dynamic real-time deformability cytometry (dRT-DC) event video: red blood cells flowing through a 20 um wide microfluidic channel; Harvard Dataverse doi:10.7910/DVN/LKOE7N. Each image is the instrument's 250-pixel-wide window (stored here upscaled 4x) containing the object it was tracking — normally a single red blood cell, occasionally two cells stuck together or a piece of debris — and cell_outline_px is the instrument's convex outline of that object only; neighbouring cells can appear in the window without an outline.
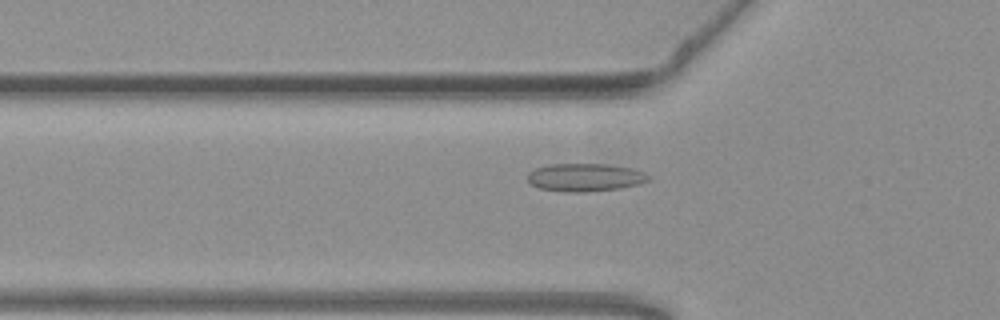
{"species": "common noctule bat (a hibernating species)", "species_latin": "Nyctalus noctula", "temperature_condition": "warm", "stored_images_in_passage": 44, "camera_frame_rate_fps": 3000, "um_per_image_px": 0.085, "animal": {"sex": "female", "body_mass_g": 19.3, "forearm_length_mm": 54.1}, "frame": {"image": 1, "passage_image": 8, "time_ms": 2.333, "image_size_px": [1000, 320], "cell_outline_px": [[652, 176], [648, 180], [640, 184], [620, 188], [584, 192], [572, 192], [540, 188], [528, 184], [528, 172], [536, 168], [548, 164], [608, 164], [632, 168], [644, 172]], "centroid_in_image_um": [49.74, 15.07], "position_along_channel_um": 76.1, "area_um2": 19.77}}
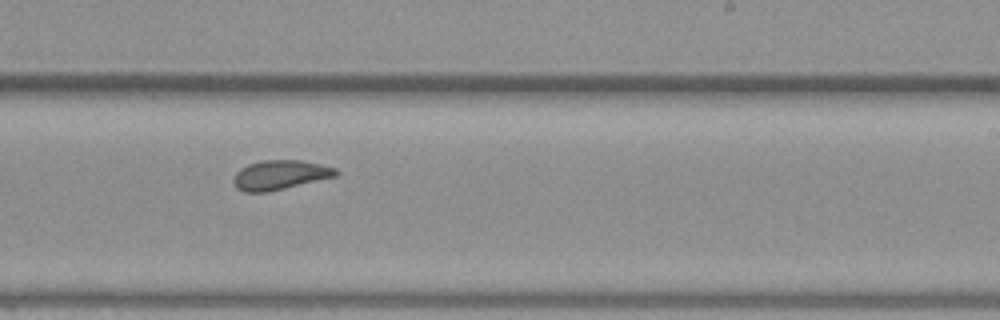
{"frame": {"image": 2, "passage_image": 23, "time_ms": 7.333, "image_size_px": [1000, 320], "cell_outline_px": [[340, 172], [336, 176], [268, 192], [244, 192], [236, 188], [232, 180], [236, 172], [240, 168], [248, 164], [260, 160], [300, 160], [320, 164], [336, 168]], "centroid_in_image_um": [23.77, 14.86], "position_along_channel_um": 265.2, "area_um2": 17.63}}
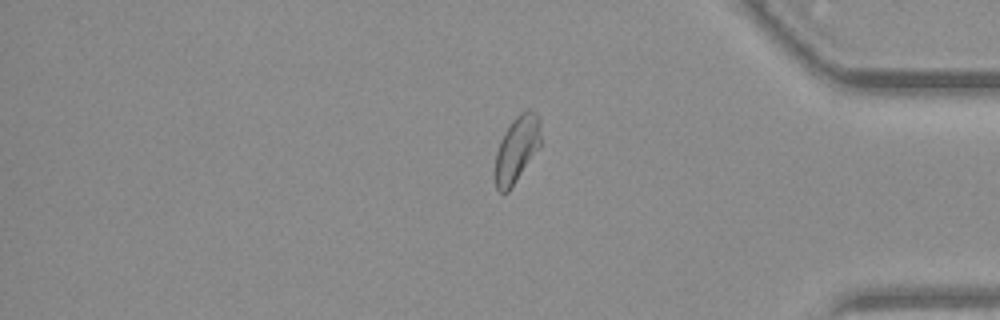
{"frame": {"image": 3, "passage_image": 35, "time_ms": 11.333, "image_size_px": [1000, 320], "cell_outline_px": [[540, 148], [508, 192], [500, 192], [496, 188], [496, 152], [500, 140], [504, 132], [512, 120], [520, 112], [528, 108], [532, 108], [536, 112], [540, 120]], "centroid_in_image_um": [43.96, 12.62], "position_along_channel_um": 391.2, "area_um2": 17.74}, "authors_computed_cell_mechanics": {"area_um2": 17.7157, "velocity_mm_per_s": 3.7839, "shape_relaxation_time_tau1_ms": 10.3202, "shape_relaxation_time_tau2_ms": 2.296, "deformation_change_tau1": 0.2187, "deformation_change_tau2": 0.082}}